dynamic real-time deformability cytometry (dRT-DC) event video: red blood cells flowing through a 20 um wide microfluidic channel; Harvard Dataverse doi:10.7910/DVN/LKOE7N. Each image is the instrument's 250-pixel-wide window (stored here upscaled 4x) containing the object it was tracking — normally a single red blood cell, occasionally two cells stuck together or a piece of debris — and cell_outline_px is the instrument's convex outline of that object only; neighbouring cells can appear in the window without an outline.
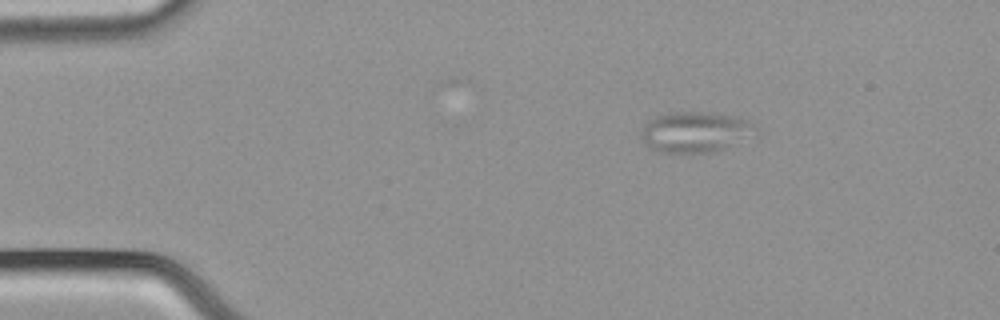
{"species": "common noctule bat (a hibernating species)", "species_latin": "Nyctalus noctula", "temperature_condition": "cold", "stored_images_in_passage": 46, "camera_frame_rate_fps": 3000, "um_per_image_px": 0.085, "animal": {"sex": "male", "body_mass_g": 21.5, "forearm_length_mm": 52.0}, "frame": {"image": 1, "passage_image": 1, "time_ms": 0.0, "image_size_px": [1000, 320], "cell_outline_px": [[760, 128], [724, 148], [716, 152], [660, 152], [644, 144], [640, 136], [640, 132], [644, 124], [648, 120], [656, 116], [668, 112], [712, 112], [740, 116], [748, 120]], "centroid_in_image_um": [59.04, 11.18], "position_along_channel_um": 26.0, "area_um2": 27.05}}
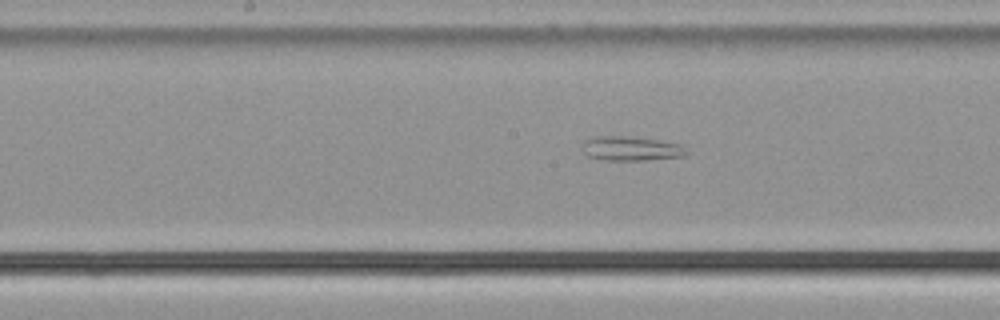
{"frame": {"image": 2, "passage_image": 20, "time_ms": 6.333, "image_size_px": [1000, 320], "cell_outline_px": [[688, 152], [684, 156], [648, 160], [604, 160], [588, 156], [584, 152], [580, 144], [584, 140], [596, 136], [628, 136], [660, 140], [684, 144]], "centroid_in_image_um": [53.65, 12.62], "position_along_channel_um": 194.5, "area_um2": 15.09}}
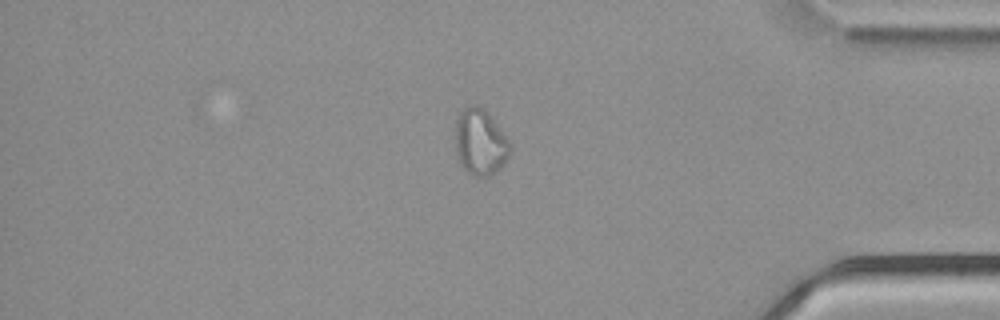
{"frame": {"image": 3, "passage_image": 38, "time_ms": 12.333, "image_size_px": [1000, 320], "cell_outline_px": [[512, 148], [504, 164], [500, 168], [488, 176], [476, 176], [468, 172], [460, 164], [456, 156], [456, 120], [460, 112], [468, 104], [480, 104], [488, 112], [508, 136]], "centroid_in_image_um": [40.84, 12.04], "position_along_channel_um": 394.4, "area_um2": 21.5}, "authors_computed_cell_mechanics": {"area_um2": 20.9814, "velocity_mm_per_s": 3.7954, "shape_relaxation_time_tau1_ms": null, "shape_relaxation_time_tau2_ms": 4.0724, "deformation_change_tau1": null, "deformation_change_tau2": 0.1232}}